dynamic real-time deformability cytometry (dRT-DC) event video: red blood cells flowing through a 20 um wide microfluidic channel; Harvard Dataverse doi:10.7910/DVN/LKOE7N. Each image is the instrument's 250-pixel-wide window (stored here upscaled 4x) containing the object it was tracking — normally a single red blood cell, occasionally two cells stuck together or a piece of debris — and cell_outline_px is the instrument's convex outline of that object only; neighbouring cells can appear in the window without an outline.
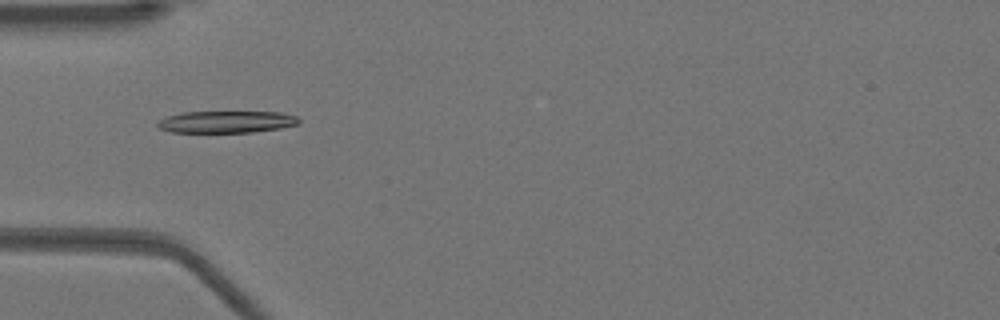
{"species": "Egyptian fruit bat (a non-hibernating species)", "species_latin": "Rousettus aegyptiacus", "temperature_condition": "warm", "stored_images_in_passage": 36, "camera_frame_rate_fps": 3000, "um_per_image_px": 0.085, "animal": {"sex": "female"}, "frame": {"image": 1, "passage_image": 1, "time_ms": 0.0, "image_size_px": [1000, 320], "cell_outline_px": [[300, 124], [280, 128], [252, 132], [172, 132], [160, 128], [156, 124], [160, 120], [168, 116], [184, 112], [280, 112], [296, 116], [300, 120]], "centroid_in_image_um": [19.28, 10.36], "position_along_channel_um": 65.7, "area_um2": 17.92}}
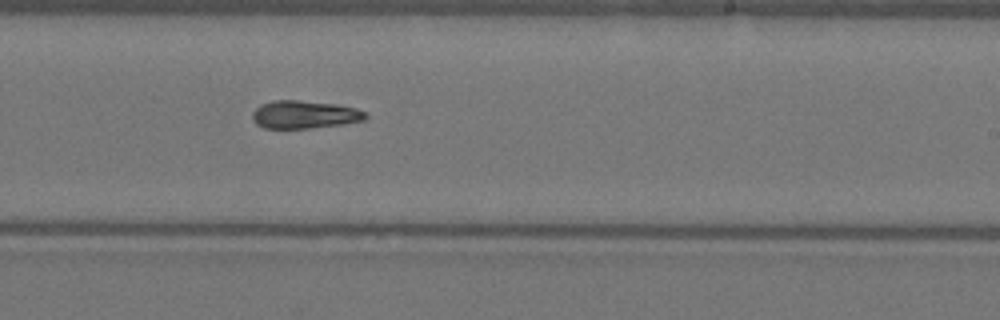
{"frame": {"image": 2, "passage_image": 16, "time_ms": 5.0, "image_size_px": [1000, 320], "cell_outline_px": [[368, 116], [364, 120], [340, 124], [308, 128], [264, 128], [256, 124], [252, 120], [252, 112], [260, 104], [272, 100], [300, 100], [336, 104], [356, 108], [364, 112]], "centroid_in_image_um": [25.83, 9.72], "position_along_channel_um": 263.2, "area_um2": 18.38}}
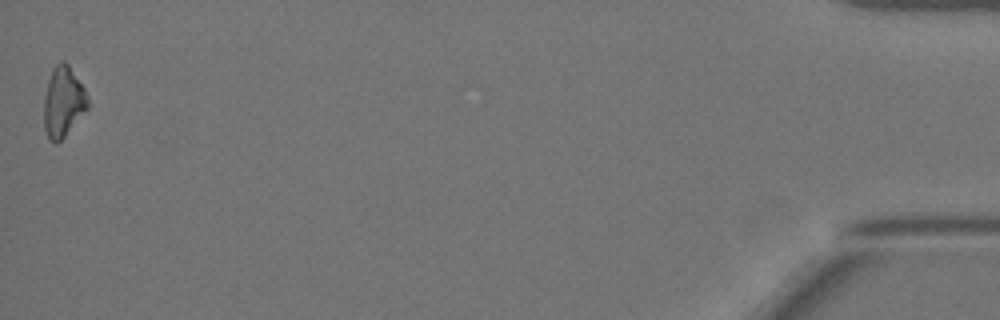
{"frame": {"image": 3, "passage_image": 36, "time_ms": 11.667, "image_size_px": [1000, 320], "cell_outline_px": [[88, 108], [64, 136], [56, 144], [48, 140], [44, 128], [44, 96], [48, 80], [52, 68], [60, 60], [64, 60], [68, 64], [84, 88], [88, 96]], "centroid_in_image_um": [5.35, 8.65], "position_along_channel_um": 429.8, "area_um2": 17.98}, "authors_computed_cell_mechanics": {"area_um2": 18.2648, "velocity_mm_per_s": 3.9466, "shape_relaxation_time_tau1_ms": null, "shape_relaxation_time_tau2_ms": 5.0636, "deformation_change_tau1": null, "deformation_change_tau2": 0.1128}}